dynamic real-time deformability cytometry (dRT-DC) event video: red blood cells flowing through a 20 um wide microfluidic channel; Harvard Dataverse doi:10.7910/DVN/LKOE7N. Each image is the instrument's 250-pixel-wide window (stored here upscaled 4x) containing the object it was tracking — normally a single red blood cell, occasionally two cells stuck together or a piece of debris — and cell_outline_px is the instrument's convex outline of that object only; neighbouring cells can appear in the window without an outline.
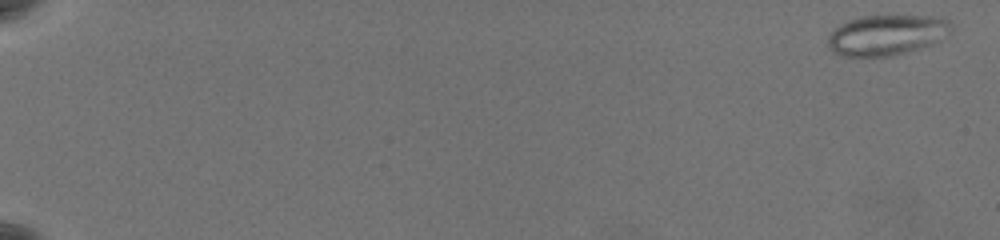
{"species": "common noctule bat (a hibernating species)", "species_latin": "Nyctalus noctula", "temperature_condition": "warm", "stored_images_in_passage": 62, "camera_frame_rate_fps": 3000, "um_per_image_px": 0.085, "animal": {"sex": "female", "body_mass_g": 19.5, "forearm_length_mm": 54.1}, "frame": {"image": 1, "passage_image": 2, "time_ms": 0.333, "image_size_px": [1000, 240], "cell_outline_px": [[952, 28], [936, 40], [920, 48], [892, 56], [840, 56], [832, 52], [828, 48], [828, 36], [840, 24], [848, 20], [860, 16], [932, 16], [948, 20], [952, 24]], "centroid_in_image_um": [75.28, 2.97], "position_along_channel_um": 9.7, "area_um2": 28.67}}
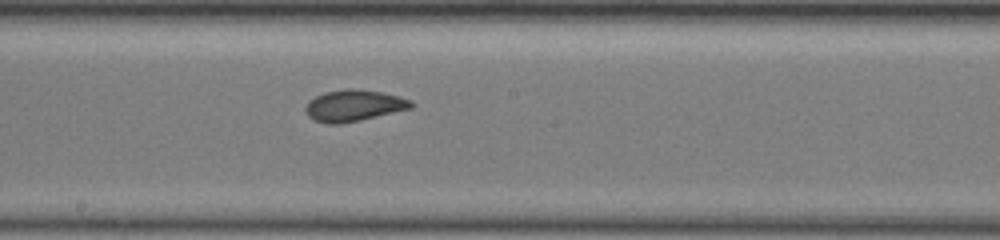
{"frame": {"image": 2, "passage_image": 38, "time_ms": 12.333, "image_size_px": [1000, 240], "cell_outline_px": [[416, 104], [412, 108], [360, 120], [340, 124], [328, 124], [312, 120], [308, 116], [304, 108], [308, 100], [324, 92], [348, 88], [356, 88], [380, 92], [412, 100]], "centroid_in_image_um": [30.05, 8.97], "position_along_channel_um": 218.2, "area_um2": 19.48}}
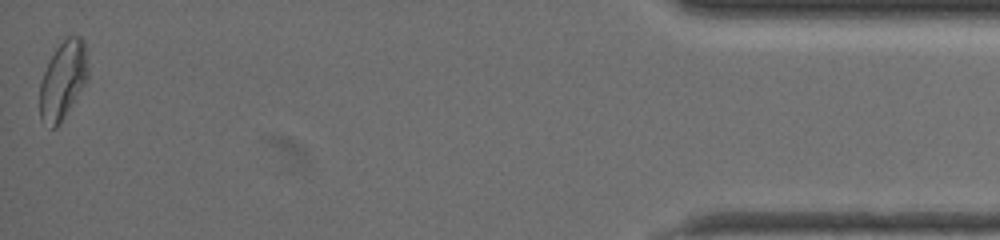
{"frame": {"image": 3, "passage_image": 62, "time_ms": 20.333, "image_size_px": [1000, 240], "cell_outline_px": [[88, 80], [56, 128], [52, 128], [40, 120], [40, 84], [44, 72], [56, 48], [68, 36], [80, 36], [84, 40], [88, 68]], "centroid_in_image_um": [5.36, 6.81], "position_along_channel_um": 429.8, "area_um2": 21.62}, "authors_computed_cell_mechanics": {"area_um2": 20.9236, "velocity_mm_per_s": 3.5822, "shape_relaxation_time_tau1_ms": 8.4707, "shape_relaxation_time_tau2_ms": 1.1299, "deformation_change_tau1": 0.1625, "deformation_change_tau2": 0.072}}